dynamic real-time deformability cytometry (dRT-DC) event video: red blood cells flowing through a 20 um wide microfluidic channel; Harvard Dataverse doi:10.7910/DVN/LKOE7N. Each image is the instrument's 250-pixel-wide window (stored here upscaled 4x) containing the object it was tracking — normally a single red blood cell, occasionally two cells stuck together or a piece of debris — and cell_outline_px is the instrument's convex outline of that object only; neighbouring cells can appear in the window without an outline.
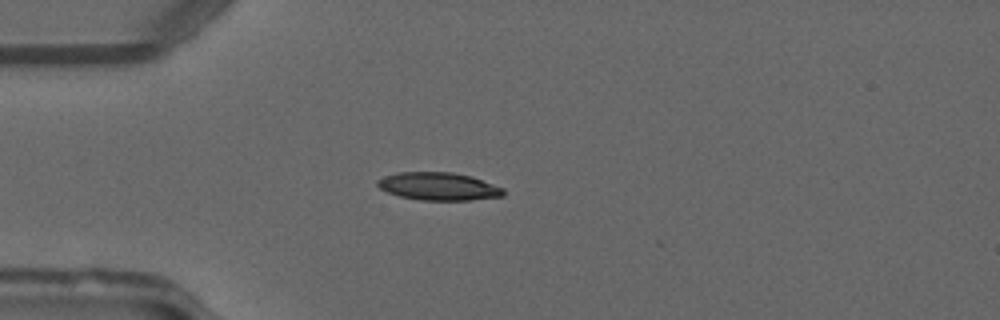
{"species": "common noctule bat (a hibernating species)", "species_latin": "Nyctalus noctula", "temperature_condition": "warm", "stored_images_in_passage": 36, "camera_frame_rate_fps": 3000, "um_per_image_px": 0.085, "animal": {"sex": "male", "forearm_length_mm": 52.5}, "frame": {"image": 1, "passage_image": 6, "time_ms": 1.667, "image_size_px": [1000, 320], "cell_outline_px": [[504, 196], [468, 200], [420, 200], [400, 196], [388, 192], [380, 188], [376, 184], [376, 180], [384, 176], [396, 172], [452, 172], [472, 176], [504, 188]], "centroid_in_image_um": [37.27, 15.83], "position_along_channel_um": 47.7, "area_um2": 20.46}}
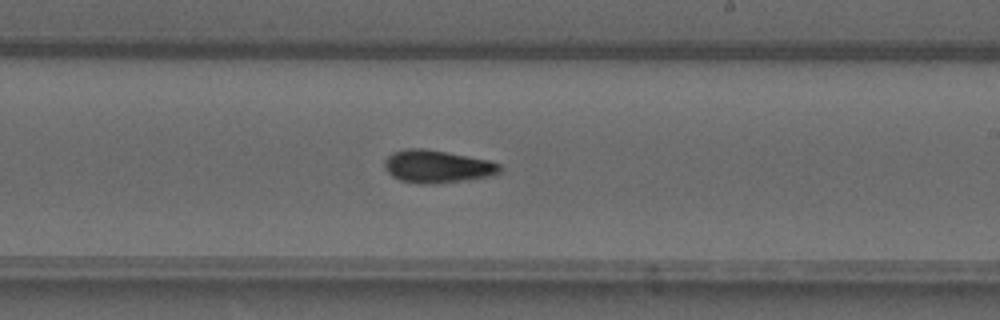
{"frame": {"image": 2, "passage_image": 22, "time_ms": 7.0, "image_size_px": [1000, 320], "cell_outline_px": [[500, 172], [492, 176], [468, 180], [428, 184], [420, 184], [400, 180], [392, 176], [384, 168], [384, 160], [392, 152], [408, 148], [424, 148], [488, 160], [500, 164]], "centroid_in_image_um": [37.14, 14.15], "position_along_channel_um": 251.9, "area_um2": 21.96}}
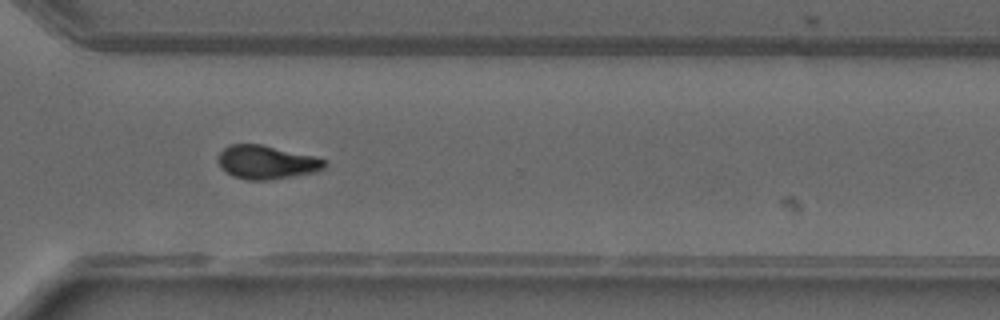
{"frame": {"image": 3, "passage_image": 29, "time_ms": 9.333, "image_size_px": [1000, 320], "cell_outline_px": [[328, 164], [324, 168], [316, 172], [268, 180], [244, 180], [232, 176], [220, 168], [220, 152], [228, 144], [260, 144], [316, 156], [328, 160]], "centroid_in_image_um": [22.7, 13.79], "position_along_channel_um": 347.9, "area_um2": 20.98}, "authors_computed_cell_mechanics": {"area_um2": 20.8658, "velocity_mm_per_s": 4.1315, "shape_relaxation_time_tau1_ms": null, "shape_relaxation_time_tau2_ms": 4.9002, "deformation_change_tau1": null, "deformation_change_tau2": 0.1211}}